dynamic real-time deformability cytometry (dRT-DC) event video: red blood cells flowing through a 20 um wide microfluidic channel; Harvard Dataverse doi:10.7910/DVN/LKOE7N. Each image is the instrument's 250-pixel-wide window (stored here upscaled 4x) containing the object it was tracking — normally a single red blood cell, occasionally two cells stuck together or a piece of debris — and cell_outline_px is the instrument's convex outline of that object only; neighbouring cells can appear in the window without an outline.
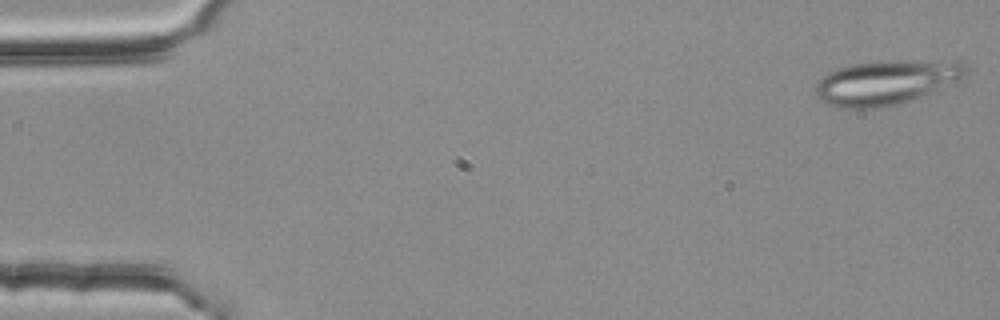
{"species": "common noctule bat (a hibernating species)", "species_latin": "Nyctalus noctula", "temperature_condition": "room temperature", "stored_images_in_passage": 4, "camera_frame_rate_fps": 3000, "um_per_image_px": 0.085, "animal": {"sex": "female", "body_mass_g": 25.1}, "frame": {"image": 1, "passage_image": 1, "time_ms": 0.0, "image_size_px": [1000, 320], "cell_outline_px": [[968, 64], [964, 76], [944, 88], [896, 104], [876, 108], [840, 108], [824, 104], [816, 96], [816, 84], [828, 72], [836, 68], [848, 64], [876, 60], [964, 60]], "centroid_in_image_um": [75.34, 6.96], "position_along_channel_um": 9.7, "area_um2": 39.59}}